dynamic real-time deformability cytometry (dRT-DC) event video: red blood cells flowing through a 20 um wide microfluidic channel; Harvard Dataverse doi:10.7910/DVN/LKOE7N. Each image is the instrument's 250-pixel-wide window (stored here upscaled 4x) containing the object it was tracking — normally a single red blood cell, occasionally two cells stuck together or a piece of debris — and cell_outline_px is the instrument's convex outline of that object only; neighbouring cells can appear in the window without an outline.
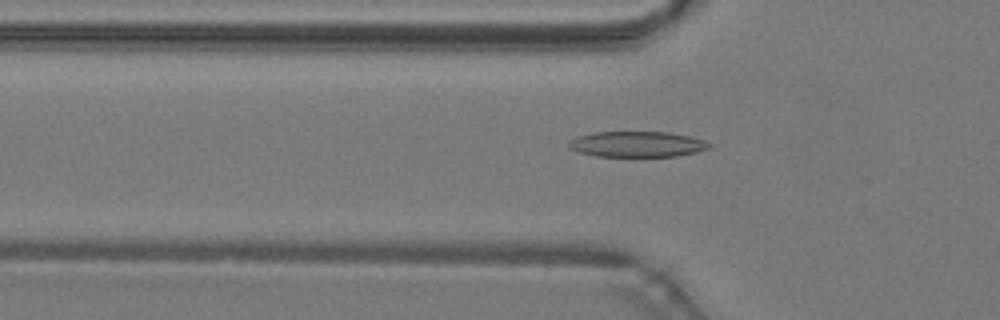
{"species": "common noctule bat (a hibernating species)", "species_latin": "Nyctalus noctula", "temperature_condition": "warm", "stored_images_in_passage": 48, "camera_frame_rate_fps": 3000, "um_per_image_px": 0.085, "animal": {"sex": "male", "body_mass_g": 19.2, "forearm_length_mm": 51.8}, "frame": {"image": 1, "passage_image": 16, "time_ms": 5.0, "image_size_px": [1000, 320], "cell_outline_px": [[712, 148], [696, 152], [676, 156], [596, 156], [580, 152], [568, 148], [568, 140], [576, 136], [592, 132], [668, 132], [688, 136], [704, 140], [712, 144]], "centroid_in_image_um": [54.14, 12.25], "position_along_channel_um": 71.7, "area_um2": 21.1}}
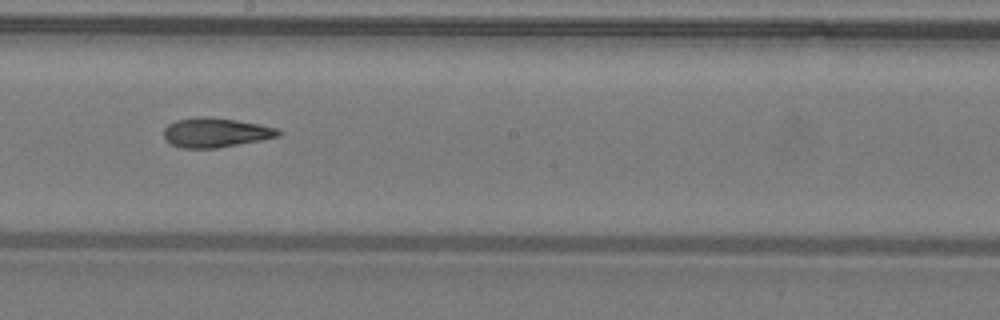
{"frame": {"image": 2, "passage_image": 27, "time_ms": 8.667, "image_size_px": [1000, 320], "cell_outline_px": [[284, 132], [280, 136], [260, 140], [216, 148], [180, 148], [172, 144], [164, 136], [164, 128], [168, 124], [176, 120], [204, 116], [236, 120], [260, 124], [276, 128]], "centroid_in_image_um": [18.35, 11.26], "position_along_channel_um": 229.9, "area_um2": 19.54}}
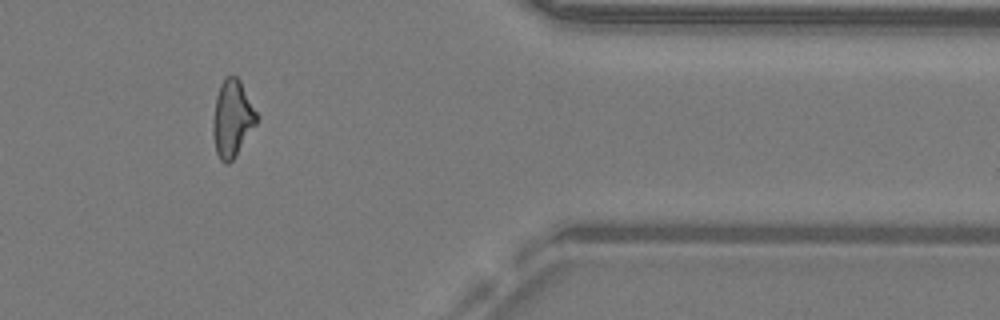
{"frame": {"image": 3, "passage_image": 40, "time_ms": 13.0, "image_size_px": [1000, 320], "cell_outline_px": [[260, 116], [256, 124], [232, 160], [228, 164], [224, 164], [220, 160], [216, 152], [212, 132], [212, 120], [216, 96], [220, 84], [228, 76], [236, 76], [240, 80]], "centroid_in_image_um": [19.74, 10.07], "position_along_channel_um": 391.7, "area_um2": 19.65}, "authors_computed_cell_mechanics": {"area_um2": 20.0277, "velocity_mm_per_s": 4.2912, "shape_relaxation_time_tau1_ms": 10.7865, "shape_relaxation_time_tau2_ms": 1.706, "deformation_change_tau1": 0.2518, "deformation_change_tau2": 0.094}}